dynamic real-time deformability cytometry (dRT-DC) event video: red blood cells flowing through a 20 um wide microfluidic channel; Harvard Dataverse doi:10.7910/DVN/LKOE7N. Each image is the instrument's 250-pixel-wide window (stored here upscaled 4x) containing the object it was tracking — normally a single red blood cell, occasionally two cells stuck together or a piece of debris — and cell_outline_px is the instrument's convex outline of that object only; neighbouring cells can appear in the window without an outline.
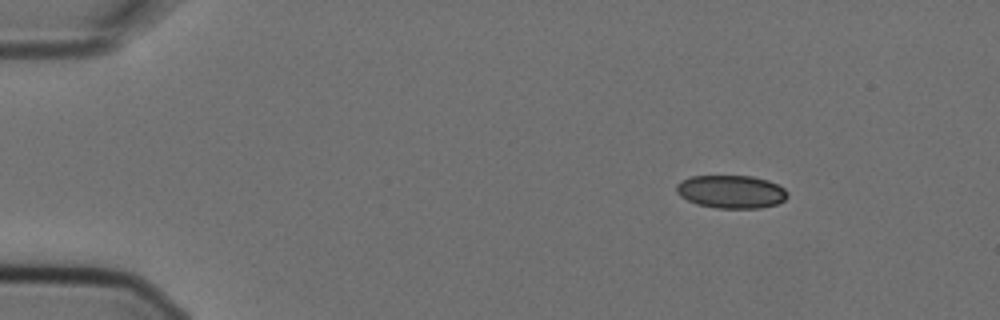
{"species": "Egyptian fruit bat (a non-hibernating species)", "species_latin": "Rousettus aegyptiacus", "temperature_condition": "cold", "stored_images_in_passage": 12, "camera_frame_rate_fps": 3000, "um_per_image_px": 0.085, "animal": {"sex": "female"}, "frame": {"image": 1, "passage_image": 1, "time_ms": 0.0, "image_size_px": [1000, 320], "cell_outline_px": [[788, 196], [784, 200], [776, 204], [760, 208], [716, 208], [696, 204], [680, 196], [676, 192], [676, 184], [680, 180], [692, 176], [752, 176], [768, 180], [784, 188], [788, 192]], "centroid_in_image_um": [62.13, 16.29], "position_along_channel_um": 22.9, "area_um2": 21.5}}
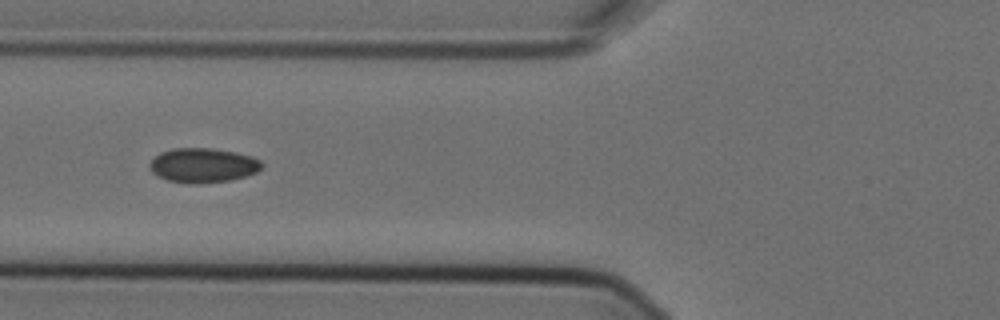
{"frame": {"image": 2, "passage_image": 4, "time_ms": 1.0, "image_size_px": [1000, 320], "cell_outline_px": [[264, 164], [256, 172], [244, 176], [228, 180], [196, 184], [188, 184], [168, 180], [156, 176], [148, 168], [148, 164], [160, 152], [176, 148], [212, 148], [236, 152], [252, 156], [260, 160]], "centroid_in_image_um": [17.22, 14.05], "position_along_channel_um": 108.6, "area_um2": 22.6}}
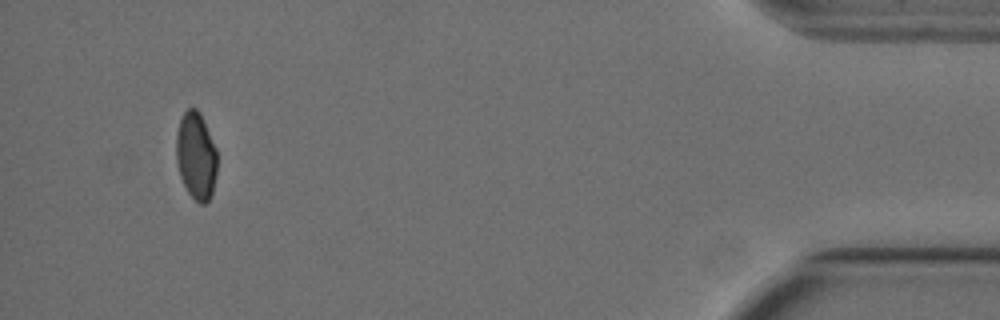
{"frame": {"image": 3, "passage_image": 12, "time_ms": 3.667, "image_size_px": [1000, 320], "cell_outline_px": [[216, 176], [212, 196], [204, 204], [200, 204], [188, 192], [180, 176], [176, 160], [176, 132], [180, 120], [184, 112], [188, 108], [196, 108], [200, 112], [216, 148]], "centroid_in_image_um": [16.66, 13.24], "position_along_channel_um": 418.5, "area_um2": 20.87}}